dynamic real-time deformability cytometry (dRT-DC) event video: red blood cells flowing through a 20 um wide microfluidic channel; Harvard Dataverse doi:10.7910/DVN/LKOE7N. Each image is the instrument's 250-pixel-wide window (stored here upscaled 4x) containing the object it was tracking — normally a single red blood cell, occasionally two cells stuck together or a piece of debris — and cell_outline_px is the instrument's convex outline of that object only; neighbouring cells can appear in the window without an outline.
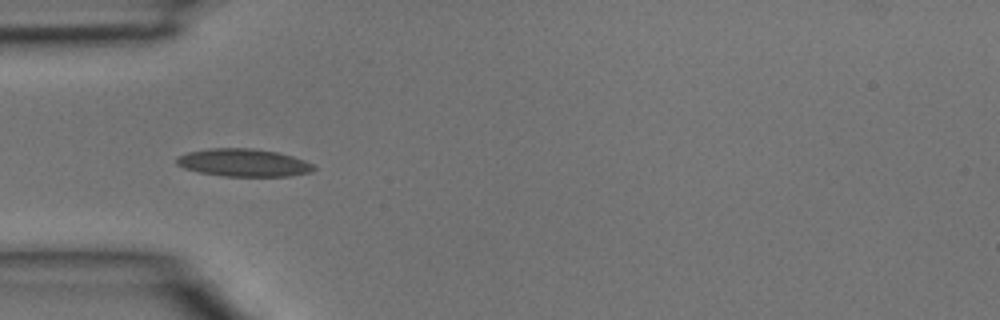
{"species": "common noctule bat (a hibernating species)", "species_latin": "Nyctalus noctula", "temperature_condition": "room temperature", "stored_images_in_passage": 3, "camera_frame_rate_fps": 3000, "um_per_image_px": 0.085, "animal": {"sex": "male", "body_mass_g": 15.6}, "frame": {"image": 1, "passage_image": 3, "time_ms": 0.667, "image_size_px": [1000, 320], "cell_outline_px": [[316, 168], [312, 172], [288, 176], [224, 176], [200, 172], [184, 168], [176, 164], [176, 156], [188, 152], [208, 148], [252, 148], [276, 152], [292, 156], [304, 160], [312, 164]], "centroid_in_image_um": [20.68, 13.82], "position_along_channel_um": 64.3, "area_um2": 22.14}}